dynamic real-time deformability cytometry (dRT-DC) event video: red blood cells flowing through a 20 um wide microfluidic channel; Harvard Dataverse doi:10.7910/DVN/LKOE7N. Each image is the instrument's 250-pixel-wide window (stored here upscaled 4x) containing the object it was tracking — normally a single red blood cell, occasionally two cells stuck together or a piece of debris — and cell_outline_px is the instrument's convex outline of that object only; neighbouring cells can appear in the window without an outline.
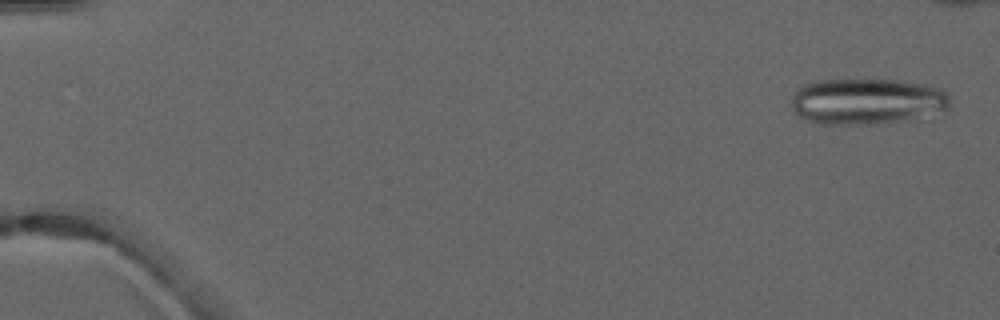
{"species": "common noctule bat (a hibernating species)", "species_latin": "Nyctalus noctula", "temperature_condition": "warm", "stored_images_in_passage": 4, "camera_frame_rate_fps": 3000, "um_per_image_px": 0.085, "animal": {"sex": "male", "forearm_length_mm": 52.5}, "frame": {"image": 1, "passage_image": 4, "time_ms": 3.667, "image_size_px": [1000, 320], "cell_outline_px": [[948, 112], [900, 120], [872, 124], [820, 124], [808, 120], [800, 116], [792, 108], [792, 96], [804, 84], [816, 80], [896, 80], [928, 84], [940, 88], [948, 92]], "centroid_in_image_um": [73.73, 8.61], "position_along_channel_um": 11.3, "area_um2": 42.6}}